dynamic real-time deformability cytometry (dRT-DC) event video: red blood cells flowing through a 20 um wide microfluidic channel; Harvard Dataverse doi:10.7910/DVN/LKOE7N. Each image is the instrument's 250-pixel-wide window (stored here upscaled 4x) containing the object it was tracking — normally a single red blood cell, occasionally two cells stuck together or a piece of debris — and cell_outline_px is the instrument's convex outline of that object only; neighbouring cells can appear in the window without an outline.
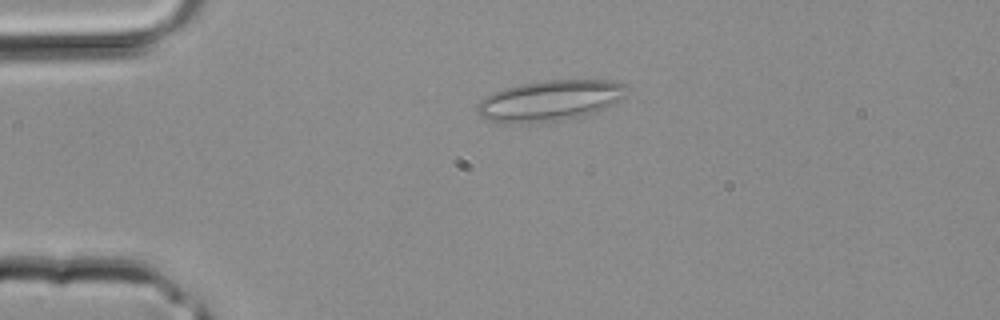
{"species": "common noctule bat (a hibernating species)", "species_latin": "Nyctalus noctula", "temperature_condition": "room temperature", "stored_images_in_passage": 2, "camera_frame_rate_fps": 3000, "um_per_image_px": 0.085, "animal": {"sex": "male", "body_mass_g": 20.4}, "frame": {"image": 1, "passage_image": 2, "time_ms": 0.333, "image_size_px": [1000, 320], "cell_outline_px": [[632, 88], [624, 96], [604, 108], [580, 116], [556, 120], [504, 124], [488, 120], [480, 116], [476, 112], [476, 104], [484, 96], [492, 92], [504, 88], [520, 84], [544, 80], [608, 80], [624, 84]], "centroid_in_image_um": [46.68, 8.53], "position_along_channel_um": 38.3, "area_um2": 35.37}}